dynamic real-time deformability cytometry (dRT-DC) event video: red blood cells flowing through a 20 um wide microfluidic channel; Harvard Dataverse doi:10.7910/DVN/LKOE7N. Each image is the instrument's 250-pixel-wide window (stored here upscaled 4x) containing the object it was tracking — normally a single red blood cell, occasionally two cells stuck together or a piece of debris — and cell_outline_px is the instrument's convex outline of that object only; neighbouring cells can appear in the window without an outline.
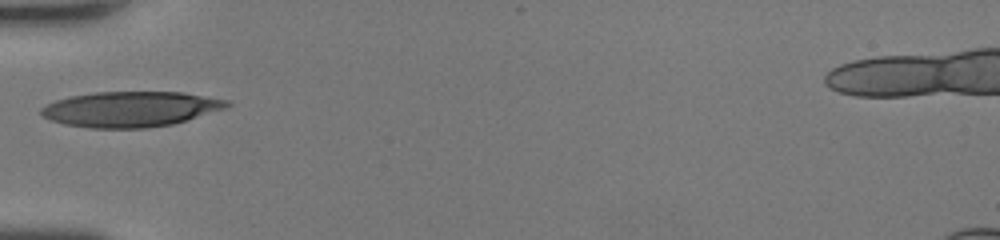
{"species": "human", "species_latin": "Homo sapiens", "temperature_condition": "room temperature", "stored_images_in_passage": 31, "camera_frame_rate_fps": 3000, "um_per_image_px": 0.085, "donor": {"sex": "female"}, "frame": {"image": 1, "passage_image": 1, "time_ms": 0.0, "image_size_px": [1000, 240], "cell_outline_px": [[232, 104], [224, 108], [172, 124], [144, 128], [88, 128], [64, 124], [40, 116], [40, 108], [56, 100], [72, 96], [96, 92], [184, 92], [232, 100]], "centroid_in_image_um": [11.09, 9.27], "position_along_channel_um": 73.9, "area_um2": 38.21}}
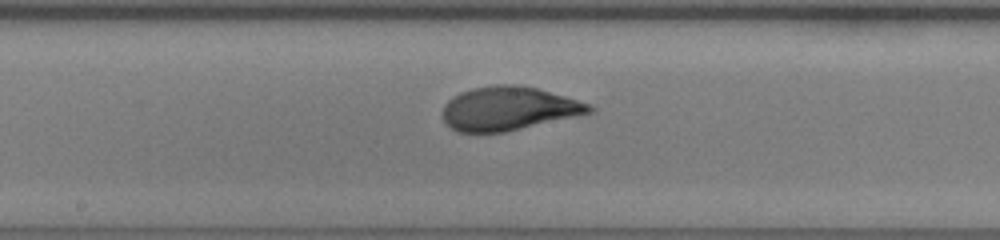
{"frame": {"image": 2, "passage_image": 10, "time_ms": 3.0, "image_size_px": [1000, 240], "cell_outline_px": [[596, 108], [592, 112], [504, 132], [456, 132], [444, 120], [440, 112], [444, 104], [448, 100], [460, 92], [472, 88], [496, 84], [516, 84], [536, 88], [592, 104]], "centroid_in_image_um": [43.19, 9.21], "position_along_channel_um": 205.0, "area_um2": 37.22}}
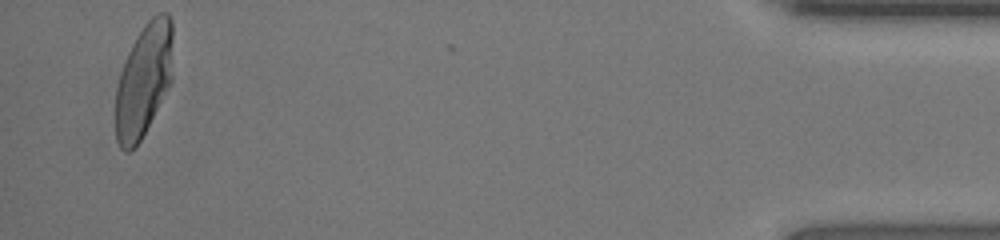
{"frame": {"image": 3, "passage_image": 30, "time_ms": 9.667, "image_size_px": [1000, 240], "cell_outline_px": [[172, 40], [168, 84], [140, 140], [128, 152], [124, 152], [120, 148], [116, 140], [116, 88], [120, 72], [128, 52], [136, 36], [144, 24], [152, 16], [160, 12], [168, 12], [172, 20]], "centroid_in_image_um": [12.16, 6.77], "position_along_channel_um": 423.0, "area_um2": 36.7}, "authors_computed_cell_mechanics": {"area_um2": 37.2232, "velocity_mm_per_s": 4.4047, "shape_relaxation_time_tau1_ms": 4.0459, "shape_relaxation_time_tau2_ms": null, "deformation_change_tau1": 0.2215, "deformation_change_tau2": null}}